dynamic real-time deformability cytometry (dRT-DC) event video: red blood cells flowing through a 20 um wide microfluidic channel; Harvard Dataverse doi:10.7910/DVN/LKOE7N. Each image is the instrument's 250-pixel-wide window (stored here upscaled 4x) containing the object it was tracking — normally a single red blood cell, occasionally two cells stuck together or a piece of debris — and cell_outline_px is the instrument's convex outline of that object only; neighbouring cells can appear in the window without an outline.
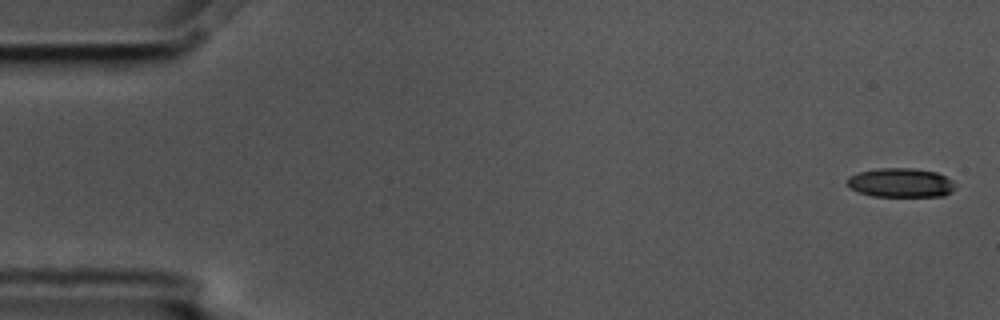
{"species": "common noctule bat (a hibernating species)", "species_latin": "Nyctalus noctula", "temperature_condition": "cold", "stored_images_in_passage": 15, "camera_frame_rate_fps": 3000, "um_per_image_px": 0.085, "animal": {"sex": "male", "body_mass_g": 17.5, "forearm_length_mm": 52.3}, "frame": {"image": 1, "passage_image": 1, "time_ms": 0.0, "image_size_px": [1000, 320], "cell_outline_px": [[956, 188], [952, 192], [944, 196], [872, 196], [860, 192], [844, 184], [844, 180], [848, 176], [860, 172], [880, 168], [912, 168], [936, 172], [952, 180]], "centroid_in_image_um": [76.54, 15.53], "position_along_channel_um": 8.5, "area_um2": 18.44}}
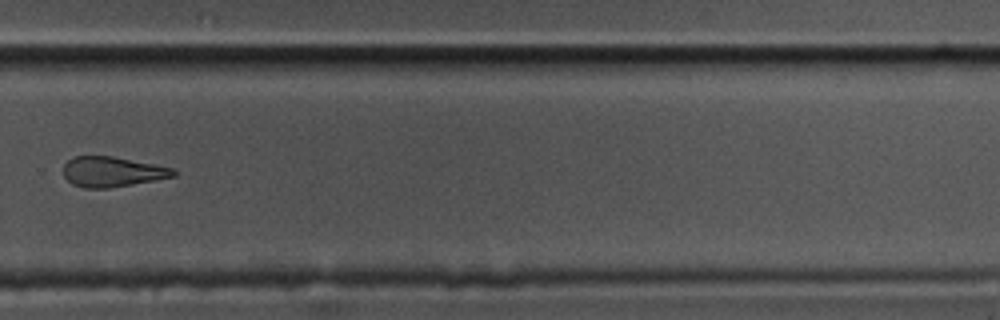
{"frame": {"image": 2, "passage_image": 11, "time_ms": 3.333, "image_size_px": [1000, 320], "cell_outline_px": [[176, 176], [156, 180], [112, 188], [84, 188], [72, 184], [64, 176], [64, 164], [68, 160], [76, 156], [112, 156], [172, 168], [176, 172]], "centroid_in_image_um": [9.53, 14.61], "position_along_channel_um": 320.3, "area_um2": 19.25}}
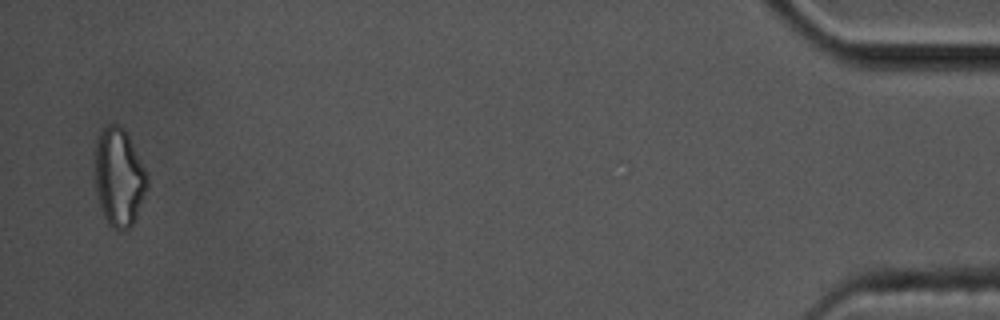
{"frame": {"image": 3, "passage_image": 15, "time_ms": 4.667, "image_size_px": [1000, 320], "cell_outline_px": [[148, 184], [136, 216], [132, 224], [128, 228], [112, 228], [108, 224], [104, 216], [100, 204], [96, 188], [96, 140], [100, 128], [108, 124], [120, 124], [124, 128], [148, 176]], "centroid_in_image_um": [10.1, 15.01], "position_along_channel_um": 425.1, "area_um2": 29.3}}